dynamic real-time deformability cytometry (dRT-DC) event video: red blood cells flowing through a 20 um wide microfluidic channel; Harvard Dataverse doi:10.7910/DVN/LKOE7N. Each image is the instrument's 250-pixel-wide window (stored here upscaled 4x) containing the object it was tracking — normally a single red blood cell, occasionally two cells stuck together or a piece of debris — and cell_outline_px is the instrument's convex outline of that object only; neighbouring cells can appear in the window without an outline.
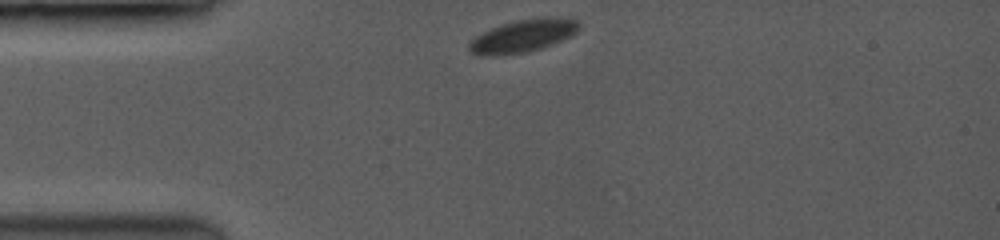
{"species": "common noctule bat (a hibernating species)", "species_latin": "Nyctalus noctula", "temperature_condition": "room temperature", "stored_images_in_passage": 4, "camera_frame_rate_fps": 3500, "um_per_image_px": 0.085, "animal": {"sex": "female", "body_mass_g": 19.0, "forearm_length_mm": 53.3}, "frame": {"image": 1, "passage_image": 1, "time_ms": 0.0, "image_size_px": [1000, 240], "cell_outline_px": [[580, 24], [576, 32], [560, 40], [540, 48], [524, 52], [472, 52], [468, 48], [468, 44], [476, 36], [500, 24], [516, 20], [540, 16], [560, 16], [576, 20]], "centroid_in_image_um": [44.56, 2.95], "position_along_channel_um": 40.4, "area_um2": 19.88}}
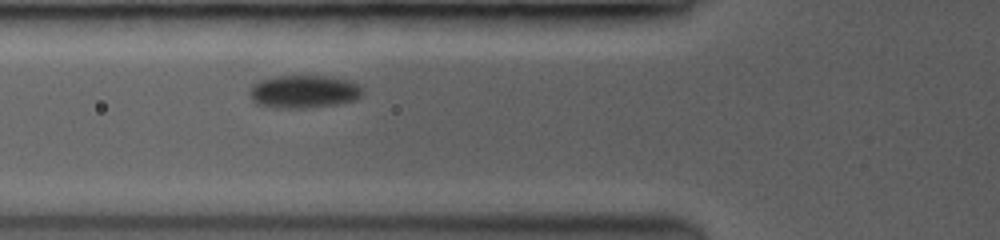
{"frame": {"image": 2, "passage_image": 4, "time_ms": 2.286, "image_size_px": [1000, 240], "cell_outline_px": [[364, 92], [360, 96], [352, 100], [336, 104], [300, 108], [296, 108], [260, 104], [252, 100], [252, 84], [260, 80], [276, 76], [332, 76], [348, 80], [356, 84]], "centroid_in_image_um": [25.86, 7.75], "position_along_channel_um": 99.9, "area_um2": 20.98}}